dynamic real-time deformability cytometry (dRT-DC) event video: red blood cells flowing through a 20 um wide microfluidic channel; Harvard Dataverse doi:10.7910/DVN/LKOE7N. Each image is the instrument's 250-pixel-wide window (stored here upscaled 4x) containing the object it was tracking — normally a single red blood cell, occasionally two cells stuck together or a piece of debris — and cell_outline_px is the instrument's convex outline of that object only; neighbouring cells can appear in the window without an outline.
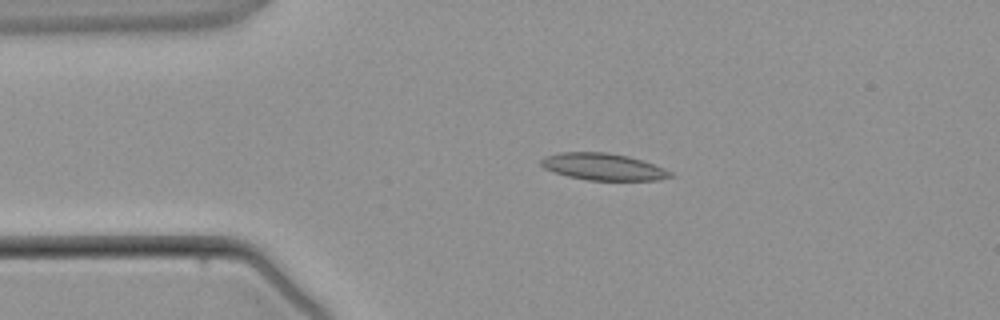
{"species": "common noctule bat (a hibernating species)", "species_latin": "Nyctalus noctula", "temperature_condition": "warm", "stored_images_in_passage": 2, "camera_frame_rate_fps": 3000, "um_per_image_px": 0.085, "animal": {"sex": "male", "body_mass_g": 21.5, "forearm_length_mm": 52.0}, "frame": {"image": 1, "passage_image": 2, "time_ms": 1.667, "image_size_px": [1000, 320], "cell_outline_px": [[672, 176], [656, 180], [588, 180], [568, 176], [544, 168], [540, 164], [540, 160], [544, 156], [560, 152], [608, 152], [628, 156], [664, 168], [672, 172]], "centroid_in_image_um": [51.23, 14.16], "position_along_channel_um": 33.8, "area_um2": 20.06}}